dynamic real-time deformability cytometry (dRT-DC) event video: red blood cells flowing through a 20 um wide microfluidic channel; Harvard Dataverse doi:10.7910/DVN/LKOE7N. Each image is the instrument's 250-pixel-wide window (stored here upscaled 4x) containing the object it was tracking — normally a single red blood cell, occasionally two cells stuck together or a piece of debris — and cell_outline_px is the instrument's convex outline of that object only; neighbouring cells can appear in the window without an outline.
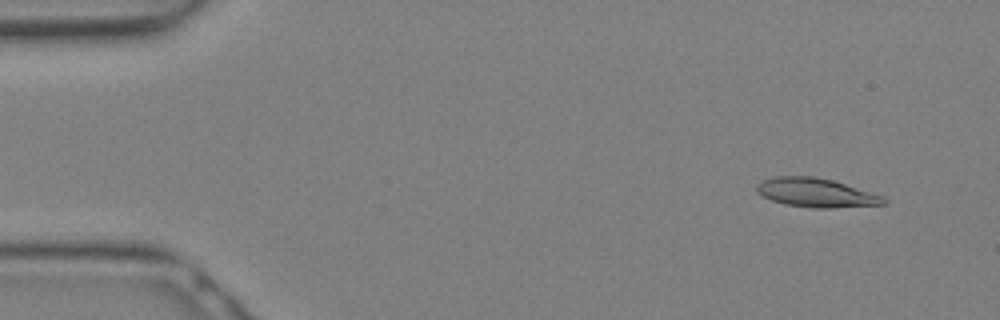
{"species": "Egyptian fruit bat (a non-hibernating species)", "species_latin": "Rousettus aegyptiacus", "temperature_condition": "warm", "stored_images_in_passage": 11, "camera_frame_rate_fps": 3000, "um_per_image_px": 0.085, "animal": {"sex": "female"}, "frame": {"image": 1, "passage_image": 3, "time_ms": 0.667, "image_size_px": [1000, 320], "cell_outline_px": [[888, 200], [884, 204], [832, 208], [812, 208], [784, 204], [772, 200], [756, 192], [756, 184], [760, 180], [776, 176], [812, 176], [832, 180], [880, 196]], "centroid_in_image_um": [69.28, 16.38], "position_along_channel_um": 15.7, "area_um2": 21.15}}
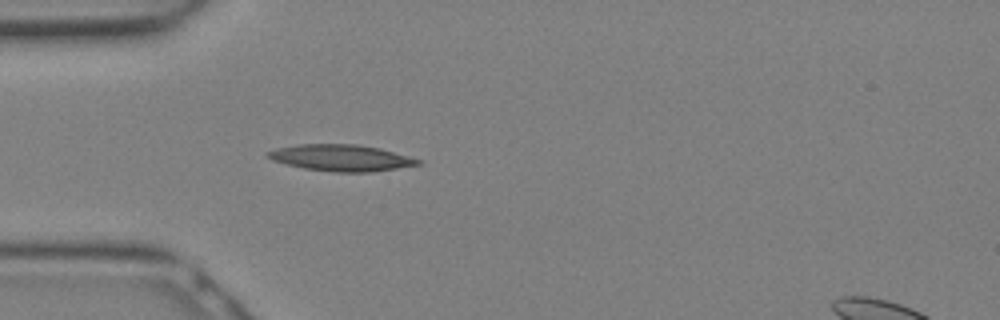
{"frame": {"image": 2, "passage_image": 9, "time_ms": 2.667, "image_size_px": [1000, 320], "cell_outline_px": [[424, 164], [372, 172], [336, 172], [304, 168], [272, 160], [264, 156], [268, 152], [276, 148], [300, 144], [356, 144], [380, 148], [424, 160]], "centroid_in_image_um": [29.06, 13.41], "position_along_channel_um": 55.9, "area_um2": 23.24}}
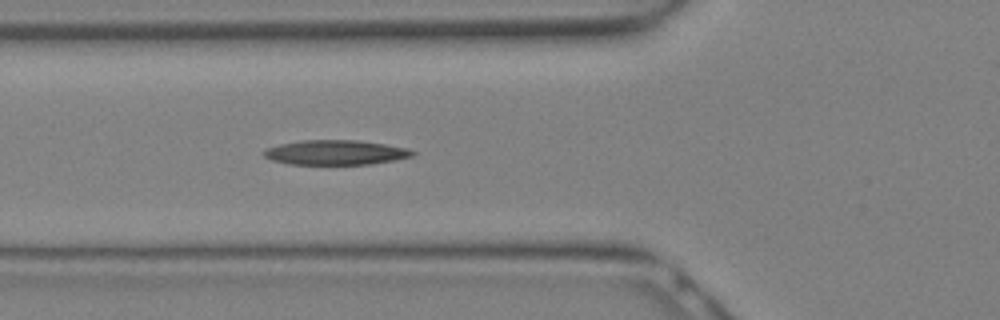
{"frame": {"image": 3, "passage_image": 11, "time_ms": 3.333, "image_size_px": [1000, 320], "cell_outline_px": [[416, 152], [412, 156], [396, 160], [368, 164], [288, 164], [272, 160], [264, 156], [260, 152], [268, 148], [280, 144], [304, 140], [356, 140], [384, 144], [408, 148]], "centroid_in_image_um": [28.52, 12.96], "position_along_channel_um": 97.3, "area_um2": 21.33}}